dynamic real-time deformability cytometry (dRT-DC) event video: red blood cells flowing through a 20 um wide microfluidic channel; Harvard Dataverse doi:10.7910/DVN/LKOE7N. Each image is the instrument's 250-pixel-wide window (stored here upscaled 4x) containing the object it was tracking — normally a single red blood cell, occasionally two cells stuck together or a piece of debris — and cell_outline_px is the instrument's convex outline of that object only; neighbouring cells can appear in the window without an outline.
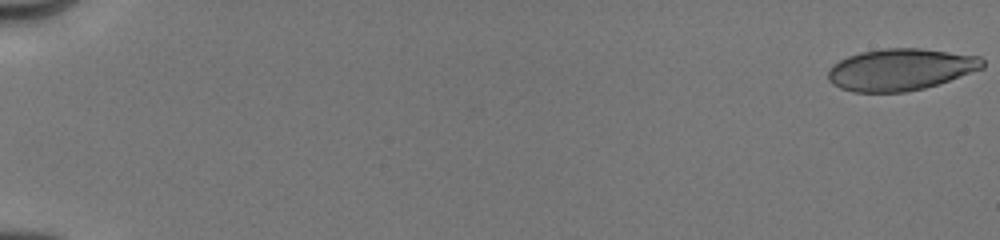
{"species": "human", "species_latin": "Homo sapiens", "temperature_condition": "cold", "stored_images_in_passage": 9, "camera_frame_rate_fps": 3000, "um_per_image_px": 0.085, "donor": {"sex": "male"}, "frame": {"image": 1, "passage_image": 1, "time_ms": 0.0, "image_size_px": [1000, 240], "cell_outline_px": [[984, 68], [924, 88], [904, 92], [852, 92], [840, 88], [832, 84], [828, 80], [828, 72], [832, 64], [848, 56], [860, 52], [884, 48], [920, 48], [980, 56], [984, 60]], "centroid_in_image_um": [76.51, 5.9], "position_along_channel_um": 8.5, "area_um2": 37.57}}
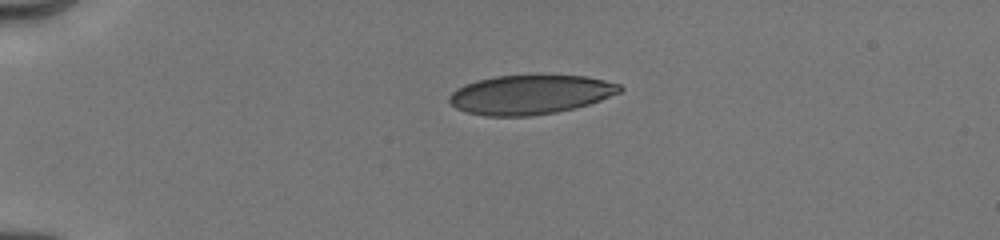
{"frame": {"image": 2, "passage_image": 7, "time_ms": 4.333, "image_size_px": [1000, 240], "cell_outline_px": [[624, 88], [620, 92], [600, 100], [576, 108], [556, 112], [528, 116], [484, 116], [464, 112], [456, 108], [448, 100], [448, 96], [456, 88], [464, 84], [476, 80], [496, 76], [584, 76], [604, 80], [620, 84]], "centroid_in_image_um": [45.03, 8.05], "position_along_channel_um": 40.0, "area_um2": 38.96}}